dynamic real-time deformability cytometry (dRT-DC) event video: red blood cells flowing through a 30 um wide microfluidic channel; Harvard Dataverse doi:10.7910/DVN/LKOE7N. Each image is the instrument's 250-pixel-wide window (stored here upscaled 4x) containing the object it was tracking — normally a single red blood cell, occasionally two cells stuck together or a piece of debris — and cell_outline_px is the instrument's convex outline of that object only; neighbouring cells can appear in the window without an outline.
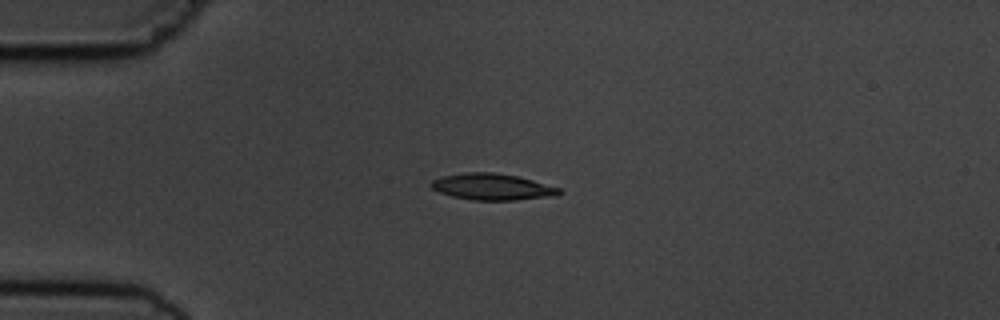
{"species": "common noctule bat (a hibernating species)", "species_latin": "Nyctalus noctula", "temperature_condition": "cold", "stored_images_in_passage": 1, "camera_frame_rate_fps": 3000, "um_per_image_px": 0.085, "animal": {"sex": "male", "body_mass_g": 19.5, "forearm_length_mm": 54.6}, "frame": {"image": 1, "passage_image": 1, "time_ms": 0.0, "image_size_px": [1000, 320], "cell_outline_px": [[564, 192], [556, 196], [516, 200], [472, 200], [452, 196], [440, 192], [432, 188], [428, 184], [432, 180], [440, 176], [464, 172], [492, 172], [516, 176], [532, 180], [560, 188]], "centroid_in_image_um": [41.83, 15.88], "position_along_channel_um": 43.2, "area_um2": 19.83}}